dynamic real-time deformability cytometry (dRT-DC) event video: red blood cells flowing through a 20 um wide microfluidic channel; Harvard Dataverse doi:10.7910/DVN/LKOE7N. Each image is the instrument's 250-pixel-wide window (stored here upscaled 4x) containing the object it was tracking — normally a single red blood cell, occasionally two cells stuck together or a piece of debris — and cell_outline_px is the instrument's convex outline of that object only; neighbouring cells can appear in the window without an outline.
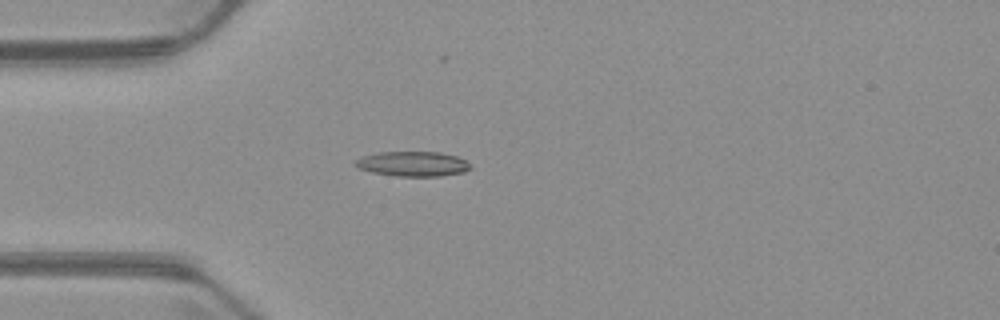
{"species": "common noctule bat (a hibernating species)", "species_latin": "Nyctalus noctula", "temperature_condition": "warm", "stored_images_in_passage": 1, "camera_frame_rate_fps": 3000, "um_per_image_px": 0.085, "animal": {"sex": "male", "body_mass_g": 23.1, "forearm_length_mm": 52.7}, "frame": {"image": 1, "passage_image": 1, "time_ms": 0.0, "image_size_px": [1000, 320], "cell_outline_px": [[472, 168], [464, 172], [440, 176], [396, 176], [372, 172], [356, 168], [352, 164], [352, 160], [364, 156], [380, 152], [440, 152], [456, 156], [464, 160]], "centroid_in_image_um": [35.02, 13.93], "position_along_channel_um": 50.0, "area_um2": 16.76}}